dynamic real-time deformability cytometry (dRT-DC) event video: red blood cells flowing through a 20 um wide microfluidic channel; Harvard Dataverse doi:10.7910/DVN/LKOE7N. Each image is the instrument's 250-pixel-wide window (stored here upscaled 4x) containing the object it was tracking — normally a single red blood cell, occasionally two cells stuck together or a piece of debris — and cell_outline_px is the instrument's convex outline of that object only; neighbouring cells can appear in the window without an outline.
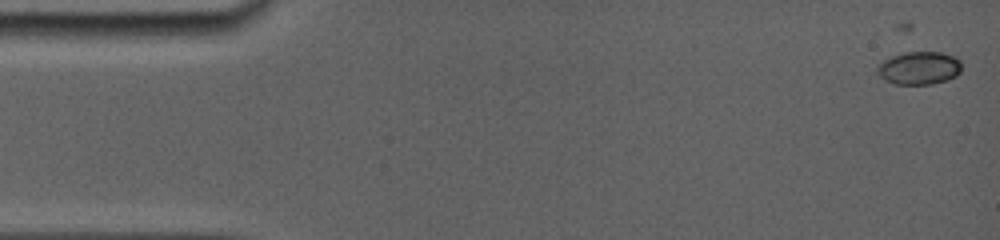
{"species": "common noctule bat (a hibernating species)", "species_latin": "Nyctalus noctula", "temperature_condition": "room temperature", "stored_images_in_passage": 41, "camera_frame_rate_fps": 5000, "um_per_image_px": 0.085, "animal": {"sex": "female", "body_mass_g": 19.0, "forearm_length_mm": 56.7}, "frame": {"image": 1, "passage_image": 3, "time_ms": 1.0, "image_size_px": [1000, 240], "cell_outline_px": [[960, 72], [956, 76], [948, 80], [932, 84], [896, 84], [884, 80], [876, 72], [876, 68], [884, 60], [892, 56], [904, 52], [940, 52], [952, 56], [960, 60]], "centroid_in_image_um": [78.12, 5.79], "position_along_channel_um": 6.9, "area_um2": 16.18}}
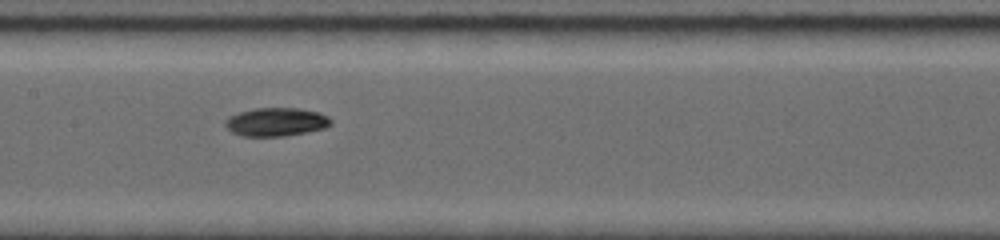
{"frame": {"image": 2, "passage_image": 19, "time_ms": 8.8, "image_size_px": [1000, 240], "cell_outline_px": [[332, 124], [324, 128], [284, 136], [240, 136], [232, 132], [224, 124], [224, 120], [228, 116], [240, 112], [256, 108], [300, 108], [320, 112], [328, 116], [332, 120]], "centroid_in_image_um": [23.47, 10.36], "position_along_channel_um": 183.9, "area_um2": 17.57}}
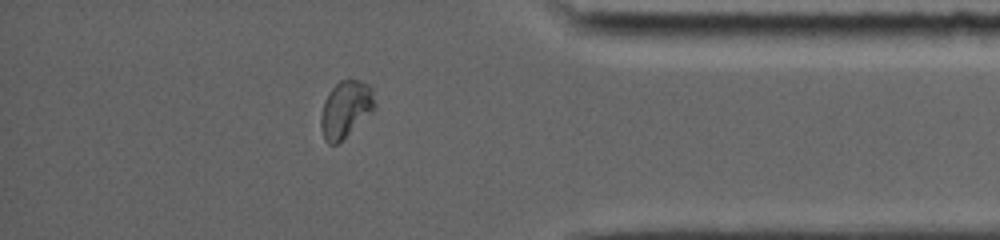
{"frame": {"image": 3, "passage_image": 36, "time_ms": 14.8, "image_size_px": [1000, 240], "cell_outline_px": [[376, 108], [372, 112], [336, 144], [328, 144], [324, 140], [320, 128], [320, 116], [324, 100], [328, 92], [340, 80], [360, 80], [368, 84], [372, 88], [376, 104]], "centroid_in_image_um": [29.37, 9.26], "position_along_channel_um": 405.8, "area_um2": 17.86}, "authors_computed_cell_mechanics": {"area_um2": 17.5134, "velocity_mm_per_s": 3.8984, "shape_relaxation_time_tau1_ms": 4.895, "shape_relaxation_time_tau2_ms": null, "deformation_change_tau1": 0.1431, "deformation_change_tau2": null}}